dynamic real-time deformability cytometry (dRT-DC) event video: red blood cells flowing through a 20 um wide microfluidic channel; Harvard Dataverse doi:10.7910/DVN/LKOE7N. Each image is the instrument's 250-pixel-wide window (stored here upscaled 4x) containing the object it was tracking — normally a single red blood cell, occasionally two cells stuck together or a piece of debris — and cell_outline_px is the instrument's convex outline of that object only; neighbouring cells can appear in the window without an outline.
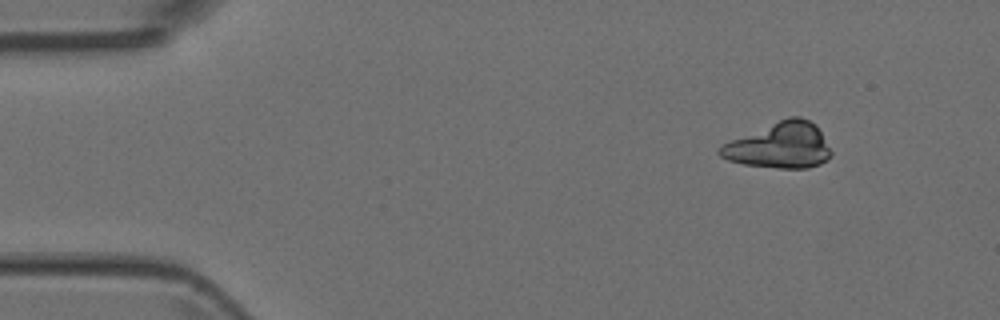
{"species": "Egyptian fruit bat (a non-hibernating species)", "species_latin": "Rousettus aegyptiacus", "temperature_condition": "room temperature", "stored_images_in_passage": 6, "camera_frame_rate_fps": 3000, "um_per_image_px": 0.085, "animal": {"sex": "female"}, "frame": {"image": 1, "passage_image": 2, "time_ms": 0.333, "image_size_px": [1000, 320], "cell_outline_px": [[832, 152], [828, 160], [820, 164], [808, 168], [780, 168], [744, 164], [728, 160], [720, 156], [716, 152], [720, 144], [788, 116], [800, 116], [816, 124]], "centroid_in_image_um": [66.26, 12.36], "position_along_channel_um": 18.7, "area_um2": 29.71}}
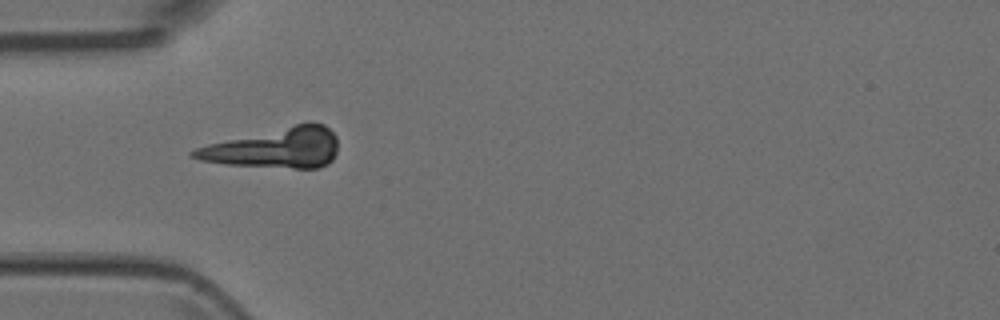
{"frame": {"image": 2, "passage_image": 5, "time_ms": 1.333, "image_size_px": [1000, 320], "cell_outline_px": [[336, 152], [332, 160], [328, 164], [316, 168], [292, 168], [224, 164], [200, 160], [188, 156], [188, 152], [196, 148], [208, 144], [308, 120], [312, 120], [324, 124], [336, 136]], "centroid_in_image_um": [23.38, 12.55], "position_along_channel_um": 61.6, "area_um2": 34.04}}
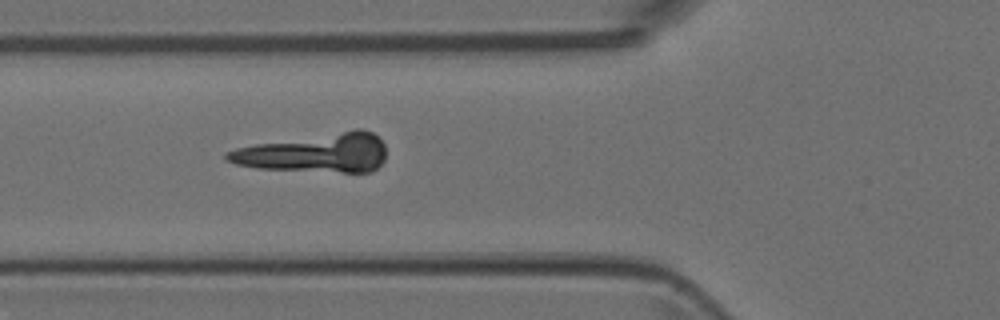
{"frame": {"image": 3, "passage_image": 6, "time_ms": 1.667, "image_size_px": [1000, 320], "cell_outline_px": [[384, 160], [372, 172], [344, 172], [256, 168], [236, 164], [224, 160], [224, 152], [236, 148], [256, 144], [356, 128], [360, 128], [372, 132], [384, 144]], "centroid_in_image_um": [26.79, 12.99], "position_along_channel_um": 99.0, "area_um2": 36.01}}